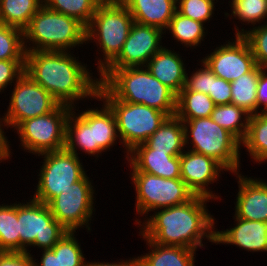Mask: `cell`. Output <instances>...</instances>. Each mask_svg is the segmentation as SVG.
I'll return each instance as SVG.
<instances>
[{
  "label": "cell",
  "mask_w": 267,
  "mask_h": 266,
  "mask_svg": "<svg viewBox=\"0 0 267 266\" xmlns=\"http://www.w3.org/2000/svg\"><path fill=\"white\" fill-rule=\"evenodd\" d=\"M209 200L212 199L195 195L183 204L154 211L142 224L136 218L139 235L159 245L194 250L204 246L203 239L215 243L216 222L206 207Z\"/></svg>",
  "instance_id": "obj_1"
},
{
  "label": "cell",
  "mask_w": 267,
  "mask_h": 266,
  "mask_svg": "<svg viewBox=\"0 0 267 266\" xmlns=\"http://www.w3.org/2000/svg\"><path fill=\"white\" fill-rule=\"evenodd\" d=\"M71 51H27L25 73L60 104L75 107L84 98L98 96L100 80ZM72 54V55H71Z\"/></svg>",
  "instance_id": "obj_2"
},
{
  "label": "cell",
  "mask_w": 267,
  "mask_h": 266,
  "mask_svg": "<svg viewBox=\"0 0 267 266\" xmlns=\"http://www.w3.org/2000/svg\"><path fill=\"white\" fill-rule=\"evenodd\" d=\"M100 85L116 100L144 104L175 115L177 95L155 78L146 67L105 69Z\"/></svg>",
  "instance_id": "obj_3"
},
{
  "label": "cell",
  "mask_w": 267,
  "mask_h": 266,
  "mask_svg": "<svg viewBox=\"0 0 267 266\" xmlns=\"http://www.w3.org/2000/svg\"><path fill=\"white\" fill-rule=\"evenodd\" d=\"M102 102V108H88L80 114H76L73 107L66 124L67 151L78 155L79 148L85 154L97 155L98 158L102 152L114 147L119 138L116 118L110 107Z\"/></svg>",
  "instance_id": "obj_4"
},
{
  "label": "cell",
  "mask_w": 267,
  "mask_h": 266,
  "mask_svg": "<svg viewBox=\"0 0 267 266\" xmlns=\"http://www.w3.org/2000/svg\"><path fill=\"white\" fill-rule=\"evenodd\" d=\"M23 37L26 52L69 51L86 44V27L77 19L43 5L23 30Z\"/></svg>",
  "instance_id": "obj_5"
},
{
  "label": "cell",
  "mask_w": 267,
  "mask_h": 266,
  "mask_svg": "<svg viewBox=\"0 0 267 266\" xmlns=\"http://www.w3.org/2000/svg\"><path fill=\"white\" fill-rule=\"evenodd\" d=\"M134 23L129 10L120 0H103L91 23L86 27V43L94 40L103 57L97 60L100 75L121 53Z\"/></svg>",
  "instance_id": "obj_6"
},
{
  "label": "cell",
  "mask_w": 267,
  "mask_h": 266,
  "mask_svg": "<svg viewBox=\"0 0 267 266\" xmlns=\"http://www.w3.org/2000/svg\"><path fill=\"white\" fill-rule=\"evenodd\" d=\"M185 145L191 151L204 154L219 162L230 173L240 172L241 142L211 117L182 121ZM190 141V143H189Z\"/></svg>",
  "instance_id": "obj_7"
},
{
  "label": "cell",
  "mask_w": 267,
  "mask_h": 266,
  "mask_svg": "<svg viewBox=\"0 0 267 266\" xmlns=\"http://www.w3.org/2000/svg\"><path fill=\"white\" fill-rule=\"evenodd\" d=\"M95 100L104 101L113 111L120 143L127 153L126 159L129 152L144 143L168 117L166 113L144 104L116 100L101 85Z\"/></svg>",
  "instance_id": "obj_8"
},
{
  "label": "cell",
  "mask_w": 267,
  "mask_h": 266,
  "mask_svg": "<svg viewBox=\"0 0 267 266\" xmlns=\"http://www.w3.org/2000/svg\"><path fill=\"white\" fill-rule=\"evenodd\" d=\"M73 107L60 104L54 111L24 120L15 130L25 152L40 156L65 149L66 124Z\"/></svg>",
  "instance_id": "obj_9"
},
{
  "label": "cell",
  "mask_w": 267,
  "mask_h": 266,
  "mask_svg": "<svg viewBox=\"0 0 267 266\" xmlns=\"http://www.w3.org/2000/svg\"><path fill=\"white\" fill-rule=\"evenodd\" d=\"M25 203H17L20 252L30 253L28 246L52 249L67 230L54 218L47 204L33 198Z\"/></svg>",
  "instance_id": "obj_10"
},
{
  "label": "cell",
  "mask_w": 267,
  "mask_h": 266,
  "mask_svg": "<svg viewBox=\"0 0 267 266\" xmlns=\"http://www.w3.org/2000/svg\"><path fill=\"white\" fill-rule=\"evenodd\" d=\"M136 191L138 215L148 218V212L183 204L195 195L181 178L165 179L145 172H131ZM147 214V217H146Z\"/></svg>",
  "instance_id": "obj_11"
},
{
  "label": "cell",
  "mask_w": 267,
  "mask_h": 266,
  "mask_svg": "<svg viewBox=\"0 0 267 266\" xmlns=\"http://www.w3.org/2000/svg\"><path fill=\"white\" fill-rule=\"evenodd\" d=\"M40 155L44 162L37 175L39 180L35 194L31 197L36 201L48 205L62 191L87 174L79 156L66 149Z\"/></svg>",
  "instance_id": "obj_12"
},
{
  "label": "cell",
  "mask_w": 267,
  "mask_h": 266,
  "mask_svg": "<svg viewBox=\"0 0 267 266\" xmlns=\"http://www.w3.org/2000/svg\"><path fill=\"white\" fill-rule=\"evenodd\" d=\"M94 186L85 174L79 181L62 191L49 204L54 218L69 232H76L79 228L90 231L89 225L95 208L93 205ZM90 222V223H89Z\"/></svg>",
  "instance_id": "obj_13"
},
{
  "label": "cell",
  "mask_w": 267,
  "mask_h": 266,
  "mask_svg": "<svg viewBox=\"0 0 267 266\" xmlns=\"http://www.w3.org/2000/svg\"><path fill=\"white\" fill-rule=\"evenodd\" d=\"M8 110L4 113L7 126L14 130L27 119L54 111L60 103L25 72L14 83Z\"/></svg>",
  "instance_id": "obj_14"
},
{
  "label": "cell",
  "mask_w": 267,
  "mask_h": 266,
  "mask_svg": "<svg viewBox=\"0 0 267 266\" xmlns=\"http://www.w3.org/2000/svg\"><path fill=\"white\" fill-rule=\"evenodd\" d=\"M200 61H203L218 78L228 82L238 79L256 66L249 43L243 36H235L234 41L228 40L226 44L218 45Z\"/></svg>",
  "instance_id": "obj_15"
},
{
  "label": "cell",
  "mask_w": 267,
  "mask_h": 266,
  "mask_svg": "<svg viewBox=\"0 0 267 266\" xmlns=\"http://www.w3.org/2000/svg\"><path fill=\"white\" fill-rule=\"evenodd\" d=\"M164 33L158 27L134 22L121 53L106 69L145 67L164 47L161 45Z\"/></svg>",
  "instance_id": "obj_16"
},
{
  "label": "cell",
  "mask_w": 267,
  "mask_h": 266,
  "mask_svg": "<svg viewBox=\"0 0 267 266\" xmlns=\"http://www.w3.org/2000/svg\"><path fill=\"white\" fill-rule=\"evenodd\" d=\"M180 170L181 179L194 195L220 199L208 186L218 180L220 172L226 171L219 162L188 148L180 155Z\"/></svg>",
  "instance_id": "obj_17"
},
{
  "label": "cell",
  "mask_w": 267,
  "mask_h": 266,
  "mask_svg": "<svg viewBox=\"0 0 267 266\" xmlns=\"http://www.w3.org/2000/svg\"><path fill=\"white\" fill-rule=\"evenodd\" d=\"M235 216L244 220L267 222V181L245 177L239 172Z\"/></svg>",
  "instance_id": "obj_18"
},
{
  "label": "cell",
  "mask_w": 267,
  "mask_h": 266,
  "mask_svg": "<svg viewBox=\"0 0 267 266\" xmlns=\"http://www.w3.org/2000/svg\"><path fill=\"white\" fill-rule=\"evenodd\" d=\"M233 218L236 221L233 228L215 229V244L236 245L248 252H267V222L244 220L235 215Z\"/></svg>",
  "instance_id": "obj_19"
},
{
  "label": "cell",
  "mask_w": 267,
  "mask_h": 266,
  "mask_svg": "<svg viewBox=\"0 0 267 266\" xmlns=\"http://www.w3.org/2000/svg\"><path fill=\"white\" fill-rule=\"evenodd\" d=\"M132 172H145L162 178H181L180 156L153 149H132L127 159Z\"/></svg>",
  "instance_id": "obj_20"
},
{
  "label": "cell",
  "mask_w": 267,
  "mask_h": 266,
  "mask_svg": "<svg viewBox=\"0 0 267 266\" xmlns=\"http://www.w3.org/2000/svg\"><path fill=\"white\" fill-rule=\"evenodd\" d=\"M180 54L163 47L146 64L147 70L176 95L186 84L187 72Z\"/></svg>",
  "instance_id": "obj_21"
},
{
  "label": "cell",
  "mask_w": 267,
  "mask_h": 266,
  "mask_svg": "<svg viewBox=\"0 0 267 266\" xmlns=\"http://www.w3.org/2000/svg\"><path fill=\"white\" fill-rule=\"evenodd\" d=\"M134 22L158 27L164 32L176 12L177 0H120Z\"/></svg>",
  "instance_id": "obj_22"
},
{
  "label": "cell",
  "mask_w": 267,
  "mask_h": 266,
  "mask_svg": "<svg viewBox=\"0 0 267 266\" xmlns=\"http://www.w3.org/2000/svg\"><path fill=\"white\" fill-rule=\"evenodd\" d=\"M183 122L176 115L168 116L162 125L144 142L133 149H153L180 156L186 148Z\"/></svg>",
  "instance_id": "obj_23"
},
{
  "label": "cell",
  "mask_w": 267,
  "mask_h": 266,
  "mask_svg": "<svg viewBox=\"0 0 267 266\" xmlns=\"http://www.w3.org/2000/svg\"><path fill=\"white\" fill-rule=\"evenodd\" d=\"M75 233L67 231L52 249L43 250L35 266H88Z\"/></svg>",
  "instance_id": "obj_24"
},
{
  "label": "cell",
  "mask_w": 267,
  "mask_h": 266,
  "mask_svg": "<svg viewBox=\"0 0 267 266\" xmlns=\"http://www.w3.org/2000/svg\"><path fill=\"white\" fill-rule=\"evenodd\" d=\"M149 252L138 256L142 266H195L194 249L180 246H164L144 239Z\"/></svg>",
  "instance_id": "obj_25"
},
{
  "label": "cell",
  "mask_w": 267,
  "mask_h": 266,
  "mask_svg": "<svg viewBox=\"0 0 267 266\" xmlns=\"http://www.w3.org/2000/svg\"><path fill=\"white\" fill-rule=\"evenodd\" d=\"M264 67L256 65L250 72L241 75L231 84V104L239 106L250 116L259 113L257 87L260 72Z\"/></svg>",
  "instance_id": "obj_26"
},
{
  "label": "cell",
  "mask_w": 267,
  "mask_h": 266,
  "mask_svg": "<svg viewBox=\"0 0 267 266\" xmlns=\"http://www.w3.org/2000/svg\"><path fill=\"white\" fill-rule=\"evenodd\" d=\"M215 106L209 95L190 91L184 86L177 94L175 115L182 121L210 117Z\"/></svg>",
  "instance_id": "obj_27"
},
{
  "label": "cell",
  "mask_w": 267,
  "mask_h": 266,
  "mask_svg": "<svg viewBox=\"0 0 267 266\" xmlns=\"http://www.w3.org/2000/svg\"><path fill=\"white\" fill-rule=\"evenodd\" d=\"M254 162L267 161V111L249 116L248 132L241 142Z\"/></svg>",
  "instance_id": "obj_28"
},
{
  "label": "cell",
  "mask_w": 267,
  "mask_h": 266,
  "mask_svg": "<svg viewBox=\"0 0 267 266\" xmlns=\"http://www.w3.org/2000/svg\"><path fill=\"white\" fill-rule=\"evenodd\" d=\"M43 0H0V23L24 30Z\"/></svg>",
  "instance_id": "obj_29"
},
{
  "label": "cell",
  "mask_w": 267,
  "mask_h": 266,
  "mask_svg": "<svg viewBox=\"0 0 267 266\" xmlns=\"http://www.w3.org/2000/svg\"><path fill=\"white\" fill-rule=\"evenodd\" d=\"M249 114L234 104L216 105L211 119L242 142L248 132ZM244 117V118H243Z\"/></svg>",
  "instance_id": "obj_30"
},
{
  "label": "cell",
  "mask_w": 267,
  "mask_h": 266,
  "mask_svg": "<svg viewBox=\"0 0 267 266\" xmlns=\"http://www.w3.org/2000/svg\"><path fill=\"white\" fill-rule=\"evenodd\" d=\"M204 25L176 11L166 31L169 30V33L171 32L174 40H177L182 45L184 44L183 47L191 48L193 46V48H196L201 45V41H204L206 37Z\"/></svg>",
  "instance_id": "obj_31"
},
{
  "label": "cell",
  "mask_w": 267,
  "mask_h": 266,
  "mask_svg": "<svg viewBox=\"0 0 267 266\" xmlns=\"http://www.w3.org/2000/svg\"><path fill=\"white\" fill-rule=\"evenodd\" d=\"M0 249L20 252V234L17 220V203L0 205Z\"/></svg>",
  "instance_id": "obj_32"
},
{
  "label": "cell",
  "mask_w": 267,
  "mask_h": 266,
  "mask_svg": "<svg viewBox=\"0 0 267 266\" xmlns=\"http://www.w3.org/2000/svg\"><path fill=\"white\" fill-rule=\"evenodd\" d=\"M44 5L55 12L73 17L87 27L103 0H43Z\"/></svg>",
  "instance_id": "obj_33"
},
{
  "label": "cell",
  "mask_w": 267,
  "mask_h": 266,
  "mask_svg": "<svg viewBox=\"0 0 267 266\" xmlns=\"http://www.w3.org/2000/svg\"><path fill=\"white\" fill-rule=\"evenodd\" d=\"M231 1H229V5H231L232 16L228 12H225L226 18L229 16L230 18L232 17L233 19L235 18L236 20L247 22L246 24L253 25V28L257 23L260 25L265 19L267 20V0Z\"/></svg>",
  "instance_id": "obj_34"
},
{
  "label": "cell",
  "mask_w": 267,
  "mask_h": 266,
  "mask_svg": "<svg viewBox=\"0 0 267 266\" xmlns=\"http://www.w3.org/2000/svg\"><path fill=\"white\" fill-rule=\"evenodd\" d=\"M23 30L0 23V60H25Z\"/></svg>",
  "instance_id": "obj_35"
},
{
  "label": "cell",
  "mask_w": 267,
  "mask_h": 266,
  "mask_svg": "<svg viewBox=\"0 0 267 266\" xmlns=\"http://www.w3.org/2000/svg\"><path fill=\"white\" fill-rule=\"evenodd\" d=\"M263 23L250 30H239L237 25L234 29L235 36H243L249 43L256 65L267 68V21Z\"/></svg>",
  "instance_id": "obj_36"
},
{
  "label": "cell",
  "mask_w": 267,
  "mask_h": 266,
  "mask_svg": "<svg viewBox=\"0 0 267 266\" xmlns=\"http://www.w3.org/2000/svg\"><path fill=\"white\" fill-rule=\"evenodd\" d=\"M216 3L215 0H177L176 11L204 24L213 17Z\"/></svg>",
  "instance_id": "obj_37"
},
{
  "label": "cell",
  "mask_w": 267,
  "mask_h": 266,
  "mask_svg": "<svg viewBox=\"0 0 267 266\" xmlns=\"http://www.w3.org/2000/svg\"><path fill=\"white\" fill-rule=\"evenodd\" d=\"M201 64L202 68L192 72L190 78L187 73L185 87L190 91L209 95L212 86V71L203 61Z\"/></svg>",
  "instance_id": "obj_38"
},
{
  "label": "cell",
  "mask_w": 267,
  "mask_h": 266,
  "mask_svg": "<svg viewBox=\"0 0 267 266\" xmlns=\"http://www.w3.org/2000/svg\"><path fill=\"white\" fill-rule=\"evenodd\" d=\"M24 71L25 60H0V93L8 84L12 86Z\"/></svg>",
  "instance_id": "obj_39"
},
{
  "label": "cell",
  "mask_w": 267,
  "mask_h": 266,
  "mask_svg": "<svg viewBox=\"0 0 267 266\" xmlns=\"http://www.w3.org/2000/svg\"><path fill=\"white\" fill-rule=\"evenodd\" d=\"M210 98L215 105L231 104V84L223 78H218L212 72V86L209 91Z\"/></svg>",
  "instance_id": "obj_40"
},
{
  "label": "cell",
  "mask_w": 267,
  "mask_h": 266,
  "mask_svg": "<svg viewBox=\"0 0 267 266\" xmlns=\"http://www.w3.org/2000/svg\"><path fill=\"white\" fill-rule=\"evenodd\" d=\"M35 259L31 253L3 251L0 254V266H35Z\"/></svg>",
  "instance_id": "obj_41"
},
{
  "label": "cell",
  "mask_w": 267,
  "mask_h": 266,
  "mask_svg": "<svg viewBox=\"0 0 267 266\" xmlns=\"http://www.w3.org/2000/svg\"><path fill=\"white\" fill-rule=\"evenodd\" d=\"M256 95L258 100V110L260 108L261 111H267V68H264L260 72Z\"/></svg>",
  "instance_id": "obj_42"
},
{
  "label": "cell",
  "mask_w": 267,
  "mask_h": 266,
  "mask_svg": "<svg viewBox=\"0 0 267 266\" xmlns=\"http://www.w3.org/2000/svg\"><path fill=\"white\" fill-rule=\"evenodd\" d=\"M4 124V125H3ZM3 126L7 127V123L4 119V117L0 118V163L2 161L8 160L9 158H11L10 155H12L11 150H10V146L11 144H9L10 142H8L7 140V136L5 135V132L3 131Z\"/></svg>",
  "instance_id": "obj_43"
},
{
  "label": "cell",
  "mask_w": 267,
  "mask_h": 266,
  "mask_svg": "<svg viewBox=\"0 0 267 266\" xmlns=\"http://www.w3.org/2000/svg\"><path fill=\"white\" fill-rule=\"evenodd\" d=\"M88 266H142L141 261L139 259V257H134V258H130L129 260H123L120 262H112V263H105L103 262H89L88 261Z\"/></svg>",
  "instance_id": "obj_44"
}]
</instances>
